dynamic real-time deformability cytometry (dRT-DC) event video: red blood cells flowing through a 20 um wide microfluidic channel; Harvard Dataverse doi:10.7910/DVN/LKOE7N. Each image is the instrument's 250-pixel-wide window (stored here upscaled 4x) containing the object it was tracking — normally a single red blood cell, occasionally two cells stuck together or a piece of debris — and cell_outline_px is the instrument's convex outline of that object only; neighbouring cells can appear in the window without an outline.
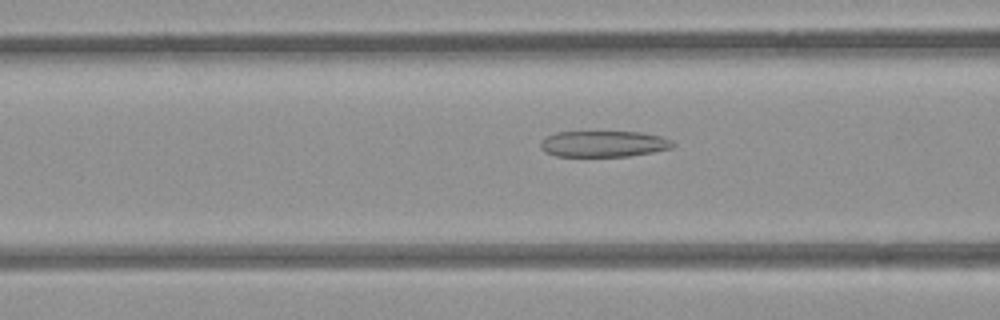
{"species": "common noctule bat (a hibernating species)", "species_latin": "Nyctalus noctula", "temperature_condition": "room temperature", "stored_images_in_passage": 47, "camera_frame_rate_fps": 3000, "um_per_image_px": 0.085, "animal": {"sex": "female", "body_mass_g": 21.9}, "frame": {"image": 1, "passage_image": 14, "time_ms": 4.333, "image_size_px": [1000, 320], "cell_outline_px": [[676, 144], [672, 148], [652, 152], [628, 156], [556, 156], [544, 152], [540, 148], [540, 144], [544, 136], [556, 132], [640, 132], [660, 136], [672, 140]], "centroid_in_image_um": [51.28, 12.23], "position_along_channel_um": 115.3, "area_um2": 20.23}}
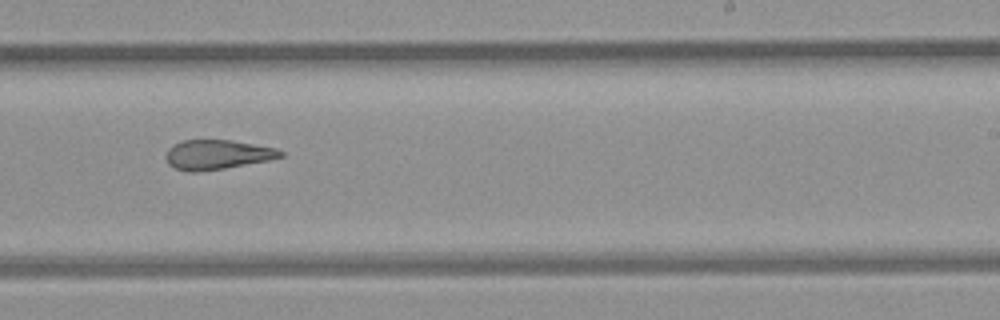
{"frame": {"image": 2, "passage_image": 26, "time_ms": 8.333, "image_size_px": [1000, 320], "cell_outline_px": [[284, 156], [268, 160], [224, 168], [196, 172], [188, 172], [176, 168], [168, 164], [164, 156], [168, 148], [172, 144], [184, 140], [232, 140], [276, 148], [284, 152]], "centroid_in_image_um": [18.43, 13.14], "position_along_channel_um": 270.6, "area_um2": 19.77}}
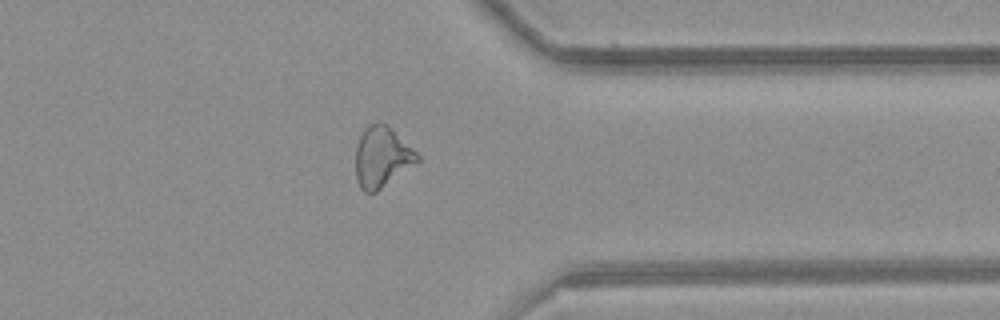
{"frame": {"image": 3, "passage_image": 35, "time_ms": 11.333, "image_size_px": [1000, 320], "cell_outline_px": [[420, 160], [416, 164], [376, 192], [364, 192], [360, 188], [356, 180], [356, 144], [364, 128], [368, 124], [388, 124], [420, 156]], "centroid_in_image_um": [32.46, 13.36], "position_along_channel_um": 378.9, "area_um2": 21.79}, "authors_computed_cell_mechanics": {"area_um2": 21.7906, "velocity_mm_per_s": 3.8733, "shape_relaxation_time_tau1_ms": null, "shape_relaxation_time_tau2_ms": 3.2714, "deformation_change_tau1": null, "deformation_change_tau2": 0.1298}}